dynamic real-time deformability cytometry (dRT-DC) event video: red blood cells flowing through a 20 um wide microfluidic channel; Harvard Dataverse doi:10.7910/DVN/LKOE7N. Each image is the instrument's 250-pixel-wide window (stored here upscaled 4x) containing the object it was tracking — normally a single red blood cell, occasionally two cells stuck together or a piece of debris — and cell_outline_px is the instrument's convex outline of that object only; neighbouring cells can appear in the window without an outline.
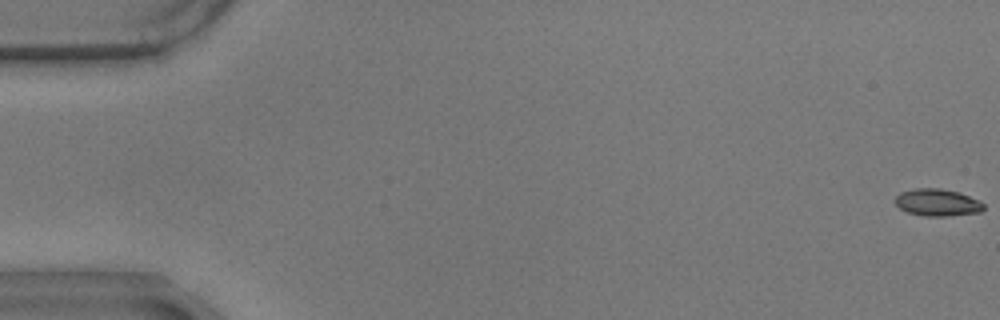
{"species": "common noctule bat (a hibernating species)", "species_latin": "Nyctalus noctula", "temperature_condition": "warm", "stored_images_in_passage": 21, "camera_frame_rate_fps": 3000, "um_per_image_px": 0.085, "animal": {"sex": "male", "body_mass_g": 17.9}, "frame": {"image": 1, "passage_image": 1, "time_ms": 0.0, "image_size_px": [1000, 320], "cell_outline_px": [[984, 208], [980, 212], [948, 216], [924, 216], [908, 212], [900, 208], [892, 200], [900, 192], [916, 188], [940, 188], [956, 192], [980, 200], [984, 204]], "centroid_in_image_um": [79.65, 17.21], "position_along_channel_um": 5.3, "area_um2": 13.99}}
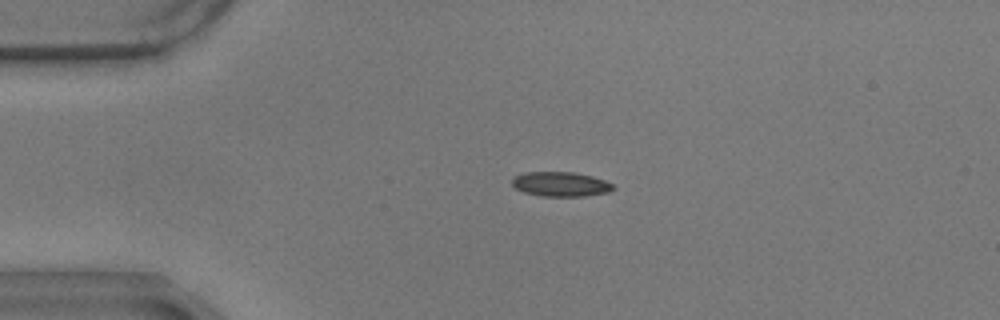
{"frame": {"image": 2, "passage_image": 14, "time_ms": 4.333, "image_size_px": [1000, 320], "cell_outline_px": [[616, 188], [608, 192], [584, 196], [540, 196], [524, 192], [516, 188], [512, 184], [512, 176], [524, 172], [572, 172], [592, 176], [604, 180], [612, 184]], "centroid_in_image_um": [47.63, 15.65], "position_along_channel_um": 37.4, "area_um2": 14.51}}
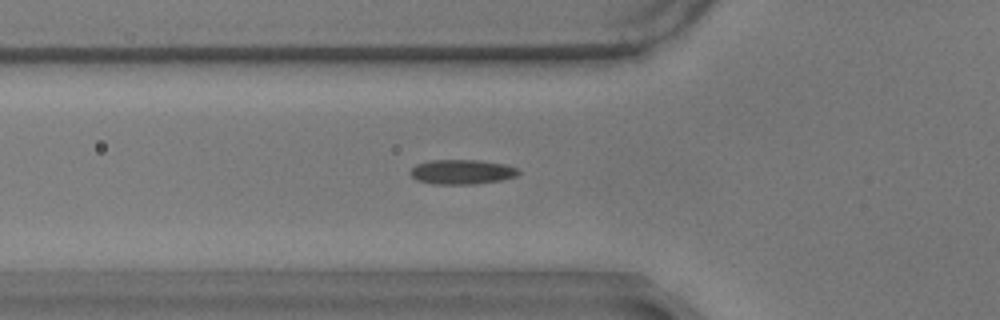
{"frame": {"image": 3, "passage_image": 21, "time_ms": 6.667, "image_size_px": [1000, 320], "cell_outline_px": [[520, 172], [516, 176], [500, 180], [476, 184], [432, 184], [416, 180], [408, 172], [416, 164], [428, 160], [480, 160], [504, 164], [516, 168]], "centroid_in_image_um": [39.22, 14.61], "position_along_channel_um": 86.6, "area_um2": 15.61}}